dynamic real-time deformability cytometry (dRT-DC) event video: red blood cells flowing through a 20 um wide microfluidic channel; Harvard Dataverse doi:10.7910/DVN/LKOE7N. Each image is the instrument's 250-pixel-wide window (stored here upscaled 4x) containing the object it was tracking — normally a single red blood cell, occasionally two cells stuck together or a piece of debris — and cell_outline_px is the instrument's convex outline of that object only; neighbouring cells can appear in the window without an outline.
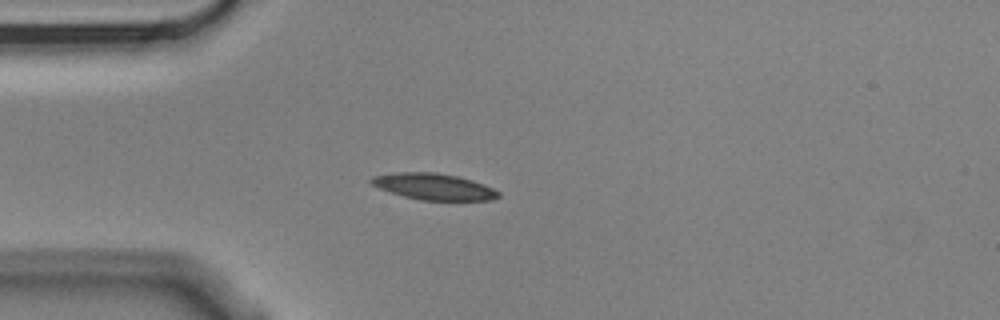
{"species": "Egyptian fruit bat (a non-hibernating species)", "species_latin": "Rousettus aegyptiacus", "temperature_condition": "cold", "stored_images_in_passage": 3, "camera_frame_rate_fps": 3000, "um_per_image_px": 0.085, "animal": {"sex": "male"}, "frame": {"image": 1, "passage_image": 2, "time_ms": 0.333, "image_size_px": [1000, 320], "cell_outline_px": [[500, 196], [492, 200], [420, 200], [404, 196], [380, 188], [372, 184], [368, 180], [372, 176], [396, 172], [436, 172], [456, 176], [472, 180], [484, 184], [500, 192]], "centroid_in_image_um": [36.88, 15.85], "position_along_channel_um": 48.1, "area_um2": 19.42}}